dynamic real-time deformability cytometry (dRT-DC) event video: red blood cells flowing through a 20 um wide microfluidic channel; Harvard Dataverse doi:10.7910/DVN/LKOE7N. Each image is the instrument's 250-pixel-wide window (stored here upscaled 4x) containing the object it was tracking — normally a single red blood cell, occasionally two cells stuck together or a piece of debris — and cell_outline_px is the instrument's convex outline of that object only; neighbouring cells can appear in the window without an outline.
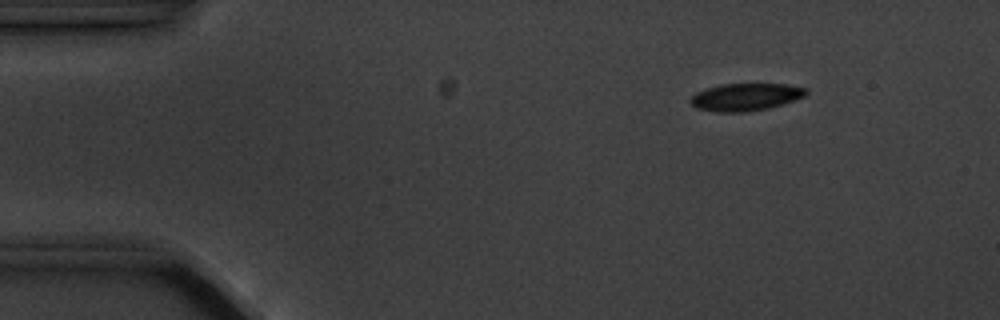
{"species": "common noctule bat (a hibernating species)", "species_latin": "Nyctalus noctula", "temperature_condition": "cold", "stored_images_in_passage": 8, "camera_frame_rate_fps": 3000, "um_per_image_px": 0.085, "animal": {"sex": "male", "body_mass_g": 20.1, "forearm_length_mm": 53.5}, "frame": {"image": 1, "passage_image": 2, "time_ms": 1.333, "image_size_px": [1000, 320], "cell_outline_px": [[808, 92], [804, 96], [768, 108], [740, 112], [720, 112], [696, 108], [688, 100], [696, 92], [720, 84], [788, 84], [808, 88]], "centroid_in_image_um": [63.36, 8.23], "position_along_channel_um": 21.6, "area_um2": 18.26}}